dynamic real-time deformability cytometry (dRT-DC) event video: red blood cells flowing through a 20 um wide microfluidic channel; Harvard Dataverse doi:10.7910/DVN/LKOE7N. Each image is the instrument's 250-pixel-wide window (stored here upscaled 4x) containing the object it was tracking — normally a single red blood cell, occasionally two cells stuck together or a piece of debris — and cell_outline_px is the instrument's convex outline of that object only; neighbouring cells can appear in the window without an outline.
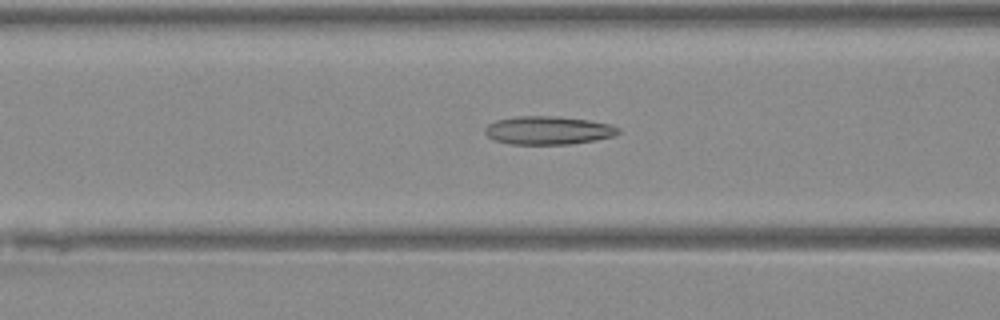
{"species": "Egyptian fruit bat (a non-hibernating species)", "species_latin": "Rousettus aegyptiacus", "temperature_condition": "warm", "stored_images_in_passage": 36, "camera_frame_rate_fps": 3000, "um_per_image_px": 0.085, "animal": {"sex": "female"}, "frame": {"image": 1, "passage_image": 12, "time_ms": 3.667, "image_size_px": [1000, 320], "cell_outline_px": [[620, 132], [612, 136], [596, 140], [568, 144], [508, 144], [492, 140], [484, 132], [484, 128], [488, 124], [496, 120], [516, 116], [560, 116], [588, 120], [608, 124], [620, 128]], "centroid_in_image_um": [46.55, 11.08], "position_along_channel_um": 120.1, "area_um2": 22.08}}
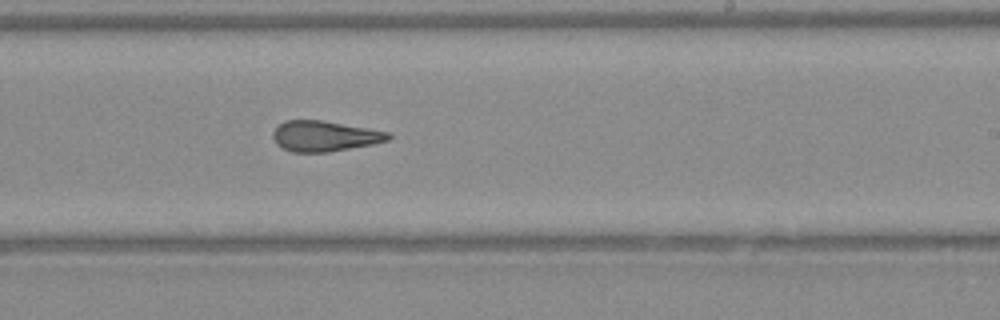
{"frame": {"image": 2, "passage_image": 22, "time_ms": 7.0, "image_size_px": [1000, 320], "cell_outline_px": [[392, 136], [388, 140], [372, 144], [328, 152], [292, 152], [276, 144], [272, 136], [272, 132], [284, 120], [320, 120], [388, 132]], "centroid_in_image_um": [27.54, 11.57], "position_along_channel_um": 261.5, "area_um2": 20.23}}
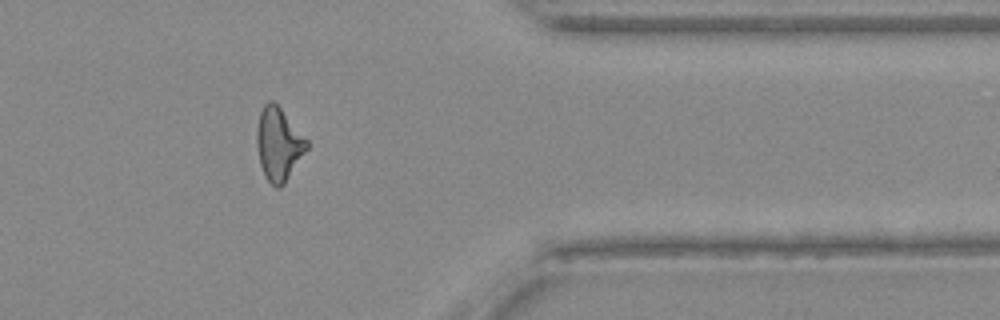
{"frame": {"image": 3, "passage_image": 32, "time_ms": 10.333, "image_size_px": [1000, 320], "cell_outline_px": [[308, 148], [284, 184], [280, 188], [276, 188], [264, 176], [260, 164], [256, 144], [256, 132], [260, 112], [264, 104], [268, 100], [272, 100], [280, 108], [308, 140]], "centroid_in_image_um": [23.67, 12.26], "position_along_channel_um": 387.7, "area_um2": 21.15}}